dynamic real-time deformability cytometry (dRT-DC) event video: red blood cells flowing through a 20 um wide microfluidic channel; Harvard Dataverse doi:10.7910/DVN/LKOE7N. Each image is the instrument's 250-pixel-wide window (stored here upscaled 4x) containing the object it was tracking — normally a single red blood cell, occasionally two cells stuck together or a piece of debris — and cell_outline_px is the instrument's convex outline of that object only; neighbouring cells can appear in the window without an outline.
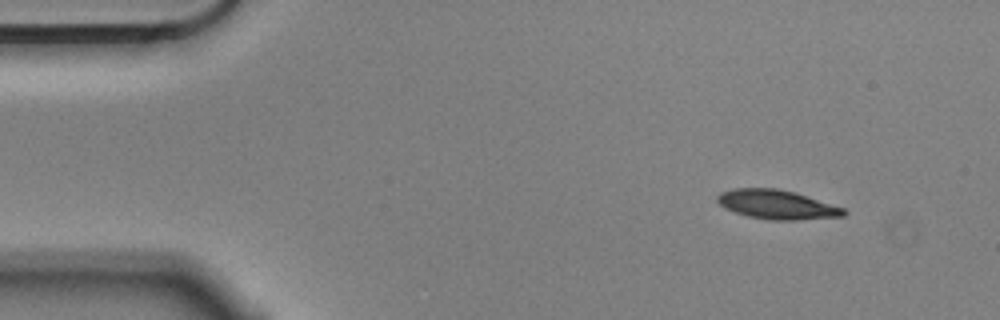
{"species": "Egyptian fruit bat (a non-hibernating species)", "species_latin": "Rousettus aegyptiacus", "temperature_condition": "cold", "stored_images_in_passage": 51, "camera_frame_rate_fps": 3000, "um_per_image_px": 0.085, "animal": {"sex": "male"}, "frame": {"image": 1, "passage_image": 1, "time_ms": 0.0, "image_size_px": [1000, 320], "cell_outline_px": [[848, 212], [844, 216], [796, 220], [772, 220], [748, 216], [724, 208], [716, 200], [716, 196], [720, 192], [732, 188], [776, 188], [796, 192], [844, 208]], "centroid_in_image_um": [66.03, 17.38], "position_along_channel_um": 19.0, "area_um2": 21.56}}
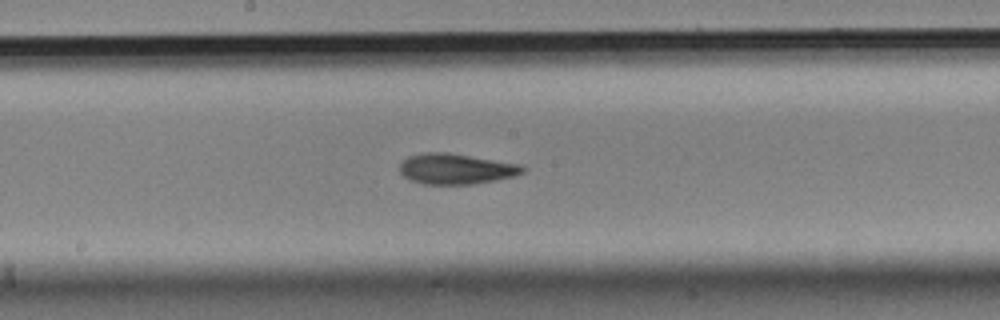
{"frame": {"image": 2, "passage_image": 24, "time_ms": 7.667, "image_size_px": [1000, 320], "cell_outline_px": [[524, 172], [512, 176], [472, 184], [424, 184], [408, 180], [400, 172], [400, 164], [408, 156], [424, 152], [448, 152], [520, 164], [524, 168]], "centroid_in_image_um": [38.7, 14.34], "position_along_channel_um": 209.5, "area_um2": 21.73}}
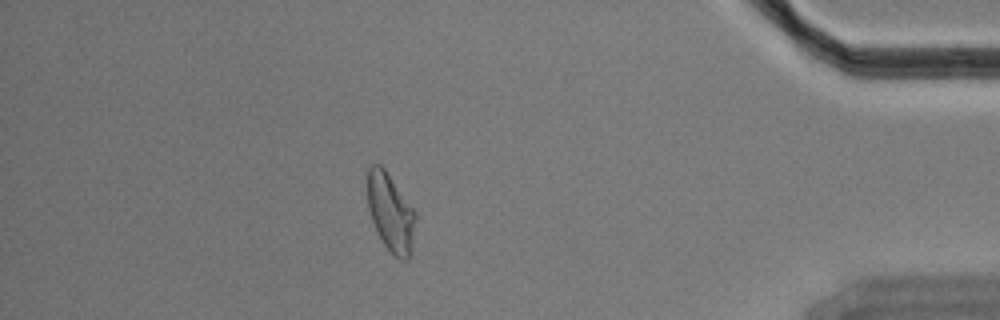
{"frame": {"image": 3, "passage_image": 44, "time_ms": 14.333, "image_size_px": [1000, 320], "cell_outline_px": [[416, 220], [408, 260], [400, 260], [384, 244], [372, 220], [368, 208], [368, 168], [372, 164], [380, 164], [384, 168], [416, 212]], "centroid_in_image_um": [33.2, 18.04], "position_along_channel_um": 402.0, "area_um2": 21.33}, "authors_computed_cell_mechanics": {"area_um2": 21.7328, "velocity_mm_per_s": 3.5436, "shape_relaxation_time_tau1_ms": 4.5637, "shape_relaxation_time_tau2_ms": 5.7209, "deformation_change_tau1": 0.1629, "deformation_change_tau2": 0.1468}}